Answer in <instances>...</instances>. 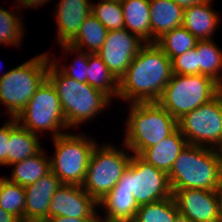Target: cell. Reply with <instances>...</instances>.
<instances>
[{"mask_svg":"<svg viewBox=\"0 0 222 222\" xmlns=\"http://www.w3.org/2000/svg\"><path fill=\"white\" fill-rule=\"evenodd\" d=\"M144 44L143 40L125 28L110 30L96 54L119 80Z\"/></svg>","mask_w":222,"mask_h":222,"instance_id":"7c38bea8","label":"cell"},{"mask_svg":"<svg viewBox=\"0 0 222 222\" xmlns=\"http://www.w3.org/2000/svg\"><path fill=\"white\" fill-rule=\"evenodd\" d=\"M54 15L57 21V42L69 44L78 34L79 29L92 12V3L88 0H60Z\"/></svg>","mask_w":222,"mask_h":222,"instance_id":"2e32d148","label":"cell"},{"mask_svg":"<svg viewBox=\"0 0 222 222\" xmlns=\"http://www.w3.org/2000/svg\"><path fill=\"white\" fill-rule=\"evenodd\" d=\"M15 119L20 126L35 134L52 131L53 138L65 134L61 129L68 128L58 94L47 78Z\"/></svg>","mask_w":222,"mask_h":222,"instance_id":"9c48e42d","label":"cell"},{"mask_svg":"<svg viewBox=\"0 0 222 222\" xmlns=\"http://www.w3.org/2000/svg\"><path fill=\"white\" fill-rule=\"evenodd\" d=\"M210 40H198L196 44L198 74L213 78L222 86V51Z\"/></svg>","mask_w":222,"mask_h":222,"instance_id":"484cf974","label":"cell"},{"mask_svg":"<svg viewBox=\"0 0 222 222\" xmlns=\"http://www.w3.org/2000/svg\"><path fill=\"white\" fill-rule=\"evenodd\" d=\"M7 165L22 161L37 154L41 149L38 134L20 126L15 118L9 119Z\"/></svg>","mask_w":222,"mask_h":222,"instance_id":"ffe728a7","label":"cell"},{"mask_svg":"<svg viewBox=\"0 0 222 222\" xmlns=\"http://www.w3.org/2000/svg\"><path fill=\"white\" fill-rule=\"evenodd\" d=\"M98 218H70L62 216L48 217L43 222H96Z\"/></svg>","mask_w":222,"mask_h":222,"instance_id":"e575fe53","label":"cell"},{"mask_svg":"<svg viewBox=\"0 0 222 222\" xmlns=\"http://www.w3.org/2000/svg\"><path fill=\"white\" fill-rule=\"evenodd\" d=\"M44 154L45 152L41 149L34 156L11 164L14 166L13 173L10 179H7L22 187H26L46 176L51 172V167L50 160Z\"/></svg>","mask_w":222,"mask_h":222,"instance_id":"cb8c5ba5","label":"cell"},{"mask_svg":"<svg viewBox=\"0 0 222 222\" xmlns=\"http://www.w3.org/2000/svg\"><path fill=\"white\" fill-rule=\"evenodd\" d=\"M50 57L45 52L0 76V102L7 106L10 118L17 117L47 78Z\"/></svg>","mask_w":222,"mask_h":222,"instance_id":"5b68a950","label":"cell"},{"mask_svg":"<svg viewBox=\"0 0 222 222\" xmlns=\"http://www.w3.org/2000/svg\"><path fill=\"white\" fill-rule=\"evenodd\" d=\"M220 155H221V161H222V147L219 149Z\"/></svg>","mask_w":222,"mask_h":222,"instance_id":"60d3db41","label":"cell"},{"mask_svg":"<svg viewBox=\"0 0 222 222\" xmlns=\"http://www.w3.org/2000/svg\"><path fill=\"white\" fill-rule=\"evenodd\" d=\"M92 14L110 30L124 29V17L120 0H100L92 4Z\"/></svg>","mask_w":222,"mask_h":222,"instance_id":"f546056e","label":"cell"},{"mask_svg":"<svg viewBox=\"0 0 222 222\" xmlns=\"http://www.w3.org/2000/svg\"><path fill=\"white\" fill-rule=\"evenodd\" d=\"M78 58V59H77ZM77 58H75V63L71 65V67H68L65 65H62V67H58L59 64H57L56 60H51L59 70L68 76L69 78L75 79L78 82L87 83V77H88V53L85 51H82L77 55ZM79 63V64H78ZM61 68V69H60ZM78 68V69H77ZM79 70V71H78Z\"/></svg>","mask_w":222,"mask_h":222,"instance_id":"d6a6232c","label":"cell"},{"mask_svg":"<svg viewBox=\"0 0 222 222\" xmlns=\"http://www.w3.org/2000/svg\"><path fill=\"white\" fill-rule=\"evenodd\" d=\"M176 4H178L179 6L183 7V8H187L190 7L192 5H196L199 3H202L206 0H173Z\"/></svg>","mask_w":222,"mask_h":222,"instance_id":"74e56055","label":"cell"},{"mask_svg":"<svg viewBox=\"0 0 222 222\" xmlns=\"http://www.w3.org/2000/svg\"><path fill=\"white\" fill-rule=\"evenodd\" d=\"M212 1L206 0L184 8L182 26L198 40H210L220 22L219 16L211 8Z\"/></svg>","mask_w":222,"mask_h":222,"instance_id":"ac0fdd59","label":"cell"},{"mask_svg":"<svg viewBox=\"0 0 222 222\" xmlns=\"http://www.w3.org/2000/svg\"><path fill=\"white\" fill-rule=\"evenodd\" d=\"M180 214L192 222H217L222 191L204 189H172Z\"/></svg>","mask_w":222,"mask_h":222,"instance_id":"4fadbf2b","label":"cell"},{"mask_svg":"<svg viewBox=\"0 0 222 222\" xmlns=\"http://www.w3.org/2000/svg\"><path fill=\"white\" fill-rule=\"evenodd\" d=\"M47 79L58 94L68 128L96 117L110 104L111 99L105 93L88 83L69 78L52 61L47 70Z\"/></svg>","mask_w":222,"mask_h":222,"instance_id":"3957f363","label":"cell"},{"mask_svg":"<svg viewBox=\"0 0 222 222\" xmlns=\"http://www.w3.org/2000/svg\"><path fill=\"white\" fill-rule=\"evenodd\" d=\"M9 121L0 127V166H7Z\"/></svg>","mask_w":222,"mask_h":222,"instance_id":"836d02e7","label":"cell"},{"mask_svg":"<svg viewBox=\"0 0 222 222\" xmlns=\"http://www.w3.org/2000/svg\"><path fill=\"white\" fill-rule=\"evenodd\" d=\"M0 222H21L14 215L6 212L2 207H0Z\"/></svg>","mask_w":222,"mask_h":222,"instance_id":"8d00e7d4","label":"cell"},{"mask_svg":"<svg viewBox=\"0 0 222 222\" xmlns=\"http://www.w3.org/2000/svg\"><path fill=\"white\" fill-rule=\"evenodd\" d=\"M107 32L106 27L91 12L82 23L76 37L61 47L65 53L75 51L79 53L84 46H87V53L96 54L103 45Z\"/></svg>","mask_w":222,"mask_h":222,"instance_id":"603a6c76","label":"cell"},{"mask_svg":"<svg viewBox=\"0 0 222 222\" xmlns=\"http://www.w3.org/2000/svg\"><path fill=\"white\" fill-rule=\"evenodd\" d=\"M179 213L173 196L139 206L133 222H175Z\"/></svg>","mask_w":222,"mask_h":222,"instance_id":"f1b7e54d","label":"cell"},{"mask_svg":"<svg viewBox=\"0 0 222 222\" xmlns=\"http://www.w3.org/2000/svg\"><path fill=\"white\" fill-rule=\"evenodd\" d=\"M217 222H222V198H221V203H220V207H219V216H218Z\"/></svg>","mask_w":222,"mask_h":222,"instance_id":"ab89813d","label":"cell"},{"mask_svg":"<svg viewBox=\"0 0 222 222\" xmlns=\"http://www.w3.org/2000/svg\"><path fill=\"white\" fill-rule=\"evenodd\" d=\"M197 42L198 39L183 26L170 30L155 41L171 61L195 48Z\"/></svg>","mask_w":222,"mask_h":222,"instance_id":"4316f807","label":"cell"},{"mask_svg":"<svg viewBox=\"0 0 222 222\" xmlns=\"http://www.w3.org/2000/svg\"><path fill=\"white\" fill-rule=\"evenodd\" d=\"M112 190L133 193L138 206L172 196L168 174L136 154L132 155L128 167Z\"/></svg>","mask_w":222,"mask_h":222,"instance_id":"30bf717a","label":"cell"},{"mask_svg":"<svg viewBox=\"0 0 222 222\" xmlns=\"http://www.w3.org/2000/svg\"><path fill=\"white\" fill-rule=\"evenodd\" d=\"M171 189L222 191L219 150L187 144L168 174Z\"/></svg>","mask_w":222,"mask_h":222,"instance_id":"7a4b0ae2","label":"cell"},{"mask_svg":"<svg viewBox=\"0 0 222 222\" xmlns=\"http://www.w3.org/2000/svg\"><path fill=\"white\" fill-rule=\"evenodd\" d=\"M48 1L50 2V0H16V2L18 4V5H16V7L20 8L19 4H21V8H23V7L24 8H26V7L36 8L39 5L43 6ZM22 4H23V7H22Z\"/></svg>","mask_w":222,"mask_h":222,"instance_id":"d590c367","label":"cell"},{"mask_svg":"<svg viewBox=\"0 0 222 222\" xmlns=\"http://www.w3.org/2000/svg\"><path fill=\"white\" fill-rule=\"evenodd\" d=\"M21 17L0 6V45L19 46L23 39V23Z\"/></svg>","mask_w":222,"mask_h":222,"instance_id":"4dcf8cb0","label":"cell"},{"mask_svg":"<svg viewBox=\"0 0 222 222\" xmlns=\"http://www.w3.org/2000/svg\"><path fill=\"white\" fill-rule=\"evenodd\" d=\"M184 8L173 0H150L152 43L183 24Z\"/></svg>","mask_w":222,"mask_h":222,"instance_id":"d6986e66","label":"cell"},{"mask_svg":"<svg viewBox=\"0 0 222 222\" xmlns=\"http://www.w3.org/2000/svg\"><path fill=\"white\" fill-rule=\"evenodd\" d=\"M53 140L55 155L50 159L51 172L62 184L82 186L96 141L77 133H65Z\"/></svg>","mask_w":222,"mask_h":222,"instance_id":"ba28073f","label":"cell"},{"mask_svg":"<svg viewBox=\"0 0 222 222\" xmlns=\"http://www.w3.org/2000/svg\"><path fill=\"white\" fill-rule=\"evenodd\" d=\"M87 83L105 93L111 100L118 95L119 80L97 54L88 53Z\"/></svg>","mask_w":222,"mask_h":222,"instance_id":"d4e9b609","label":"cell"},{"mask_svg":"<svg viewBox=\"0 0 222 222\" xmlns=\"http://www.w3.org/2000/svg\"><path fill=\"white\" fill-rule=\"evenodd\" d=\"M53 172L30 184L25 189V222H43L49 217L50 201L62 186Z\"/></svg>","mask_w":222,"mask_h":222,"instance_id":"9a60e30c","label":"cell"},{"mask_svg":"<svg viewBox=\"0 0 222 222\" xmlns=\"http://www.w3.org/2000/svg\"><path fill=\"white\" fill-rule=\"evenodd\" d=\"M105 208V218H98L104 222H133L139 208L133 193L127 190H111L98 206Z\"/></svg>","mask_w":222,"mask_h":222,"instance_id":"44dd1931","label":"cell"},{"mask_svg":"<svg viewBox=\"0 0 222 222\" xmlns=\"http://www.w3.org/2000/svg\"><path fill=\"white\" fill-rule=\"evenodd\" d=\"M172 72L179 75H198L196 48L175 57L172 60Z\"/></svg>","mask_w":222,"mask_h":222,"instance_id":"1f68e13d","label":"cell"},{"mask_svg":"<svg viewBox=\"0 0 222 222\" xmlns=\"http://www.w3.org/2000/svg\"><path fill=\"white\" fill-rule=\"evenodd\" d=\"M172 74V61L163 50L145 43L119 79L117 97L130 104L158 102Z\"/></svg>","mask_w":222,"mask_h":222,"instance_id":"6da1fadb","label":"cell"},{"mask_svg":"<svg viewBox=\"0 0 222 222\" xmlns=\"http://www.w3.org/2000/svg\"><path fill=\"white\" fill-rule=\"evenodd\" d=\"M98 203L80 185L63 184L52 196L49 217L99 218Z\"/></svg>","mask_w":222,"mask_h":222,"instance_id":"5bb4252c","label":"cell"},{"mask_svg":"<svg viewBox=\"0 0 222 222\" xmlns=\"http://www.w3.org/2000/svg\"><path fill=\"white\" fill-rule=\"evenodd\" d=\"M175 222H192L190 219H188L186 216L178 213L175 217Z\"/></svg>","mask_w":222,"mask_h":222,"instance_id":"f35d334b","label":"cell"},{"mask_svg":"<svg viewBox=\"0 0 222 222\" xmlns=\"http://www.w3.org/2000/svg\"><path fill=\"white\" fill-rule=\"evenodd\" d=\"M124 28L137 35L145 43H152L150 25V0H120Z\"/></svg>","mask_w":222,"mask_h":222,"instance_id":"7402d4cb","label":"cell"},{"mask_svg":"<svg viewBox=\"0 0 222 222\" xmlns=\"http://www.w3.org/2000/svg\"><path fill=\"white\" fill-rule=\"evenodd\" d=\"M129 108L123 145L136 155L178 128L177 120L158 102L132 103Z\"/></svg>","mask_w":222,"mask_h":222,"instance_id":"277c9868","label":"cell"},{"mask_svg":"<svg viewBox=\"0 0 222 222\" xmlns=\"http://www.w3.org/2000/svg\"><path fill=\"white\" fill-rule=\"evenodd\" d=\"M107 144H96L94 147L82 184L83 189L97 203L118 183L132 157L124 149L121 151L118 147Z\"/></svg>","mask_w":222,"mask_h":222,"instance_id":"52a82bcc","label":"cell"},{"mask_svg":"<svg viewBox=\"0 0 222 222\" xmlns=\"http://www.w3.org/2000/svg\"><path fill=\"white\" fill-rule=\"evenodd\" d=\"M187 144L186 138L177 128L165 139L146 148L139 156L155 168L169 174L175 160Z\"/></svg>","mask_w":222,"mask_h":222,"instance_id":"e0dca14e","label":"cell"},{"mask_svg":"<svg viewBox=\"0 0 222 222\" xmlns=\"http://www.w3.org/2000/svg\"><path fill=\"white\" fill-rule=\"evenodd\" d=\"M222 91L213 78L198 75L172 74L158 103L176 120L208 103Z\"/></svg>","mask_w":222,"mask_h":222,"instance_id":"8992f818","label":"cell"},{"mask_svg":"<svg viewBox=\"0 0 222 222\" xmlns=\"http://www.w3.org/2000/svg\"><path fill=\"white\" fill-rule=\"evenodd\" d=\"M177 127L188 144L219 150L222 147V91L178 119Z\"/></svg>","mask_w":222,"mask_h":222,"instance_id":"8fae6325","label":"cell"},{"mask_svg":"<svg viewBox=\"0 0 222 222\" xmlns=\"http://www.w3.org/2000/svg\"><path fill=\"white\" fill-rule=\"evenodd\" d=\"M25 189L21 185L0 178V207L25 222Z\"/></svg>","mask_w":222,"mask_h":222,"instance_id":"83f0119b","label":"cell"}]
</instances>
